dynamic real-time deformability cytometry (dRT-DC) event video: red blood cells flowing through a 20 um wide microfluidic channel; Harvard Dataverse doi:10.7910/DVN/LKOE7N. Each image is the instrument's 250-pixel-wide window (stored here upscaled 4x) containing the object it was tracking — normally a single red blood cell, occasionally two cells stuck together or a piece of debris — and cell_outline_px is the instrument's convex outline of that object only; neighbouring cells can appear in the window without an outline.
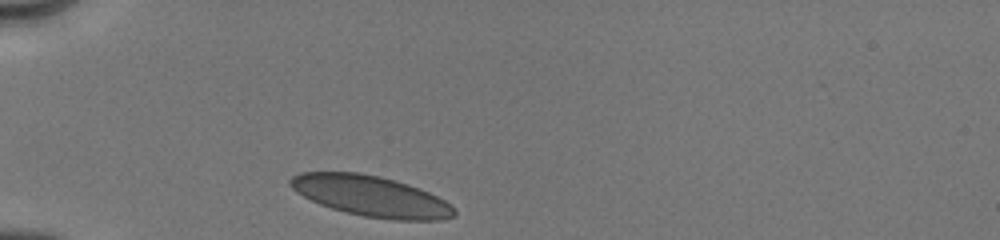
{"species": "human", "species_latin": "Homo sapiens", "temperature_condition": "cold", "stored_images_in_passage": 4, "camera_frame_rate_fps": 3000, "um_per_image_px": 0.085, "donor": {"sex": "male"}, "frame": {"image": 1, "passage_image": 1, "time_ms": 0.0, "image_size_px": [1000, 240], "cell_outline_px": [[456, 212], [452, 216], [440, 220], [396, 220], [364, 216], [344, 212], [320, 204], [296, 192], [288, 184], [288, 180], [292, 176], [300, 172], [360, 172], [380, 176], [408, 184], [428, 192], [452, 204]], "centroid_in_image_um": [31.51, 16.66], "position_along_channel_um": 53.5, "area_um2": 38.78}}